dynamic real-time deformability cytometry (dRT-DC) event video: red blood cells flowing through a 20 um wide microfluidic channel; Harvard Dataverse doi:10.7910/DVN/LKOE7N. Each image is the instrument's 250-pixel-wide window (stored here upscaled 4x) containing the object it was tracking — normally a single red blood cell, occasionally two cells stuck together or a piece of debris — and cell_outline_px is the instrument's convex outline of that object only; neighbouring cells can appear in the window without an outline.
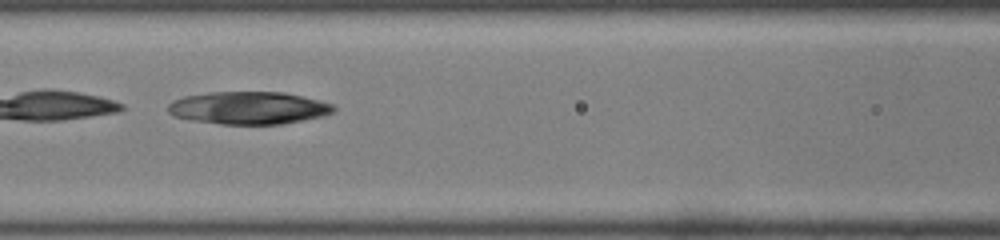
{"species": "common noctule bat (a hibernating species)", "species_latin": "Nyctalus noctula", "temperature_condition": "room temperature", "stored_images_in_passage": 35, "camera_frame_rate_fps": 3000, "um_per_image_px": 0.085, "animal": {"sex": "male", "body_mass_g": 19.0, "forearm_length_mm": 50.8}, "frame": {"image": 1, "passage_image": 9, "time_ms": 2.667, "image_size_px": [1000, 240], "cell_outline_px": [[336, 108], [332, 112], [324, 116], [284, 124], [220, 124], [192, 120], [172, 116], [168, 112], [168, 104], [172, 100], [184, 96], [212, 92], [284, 92], [332, 104]], "centroid_in_image_um": [21.1, 9.18], "position_along_channel_um": 145.5, "area_um2": 31.44}}
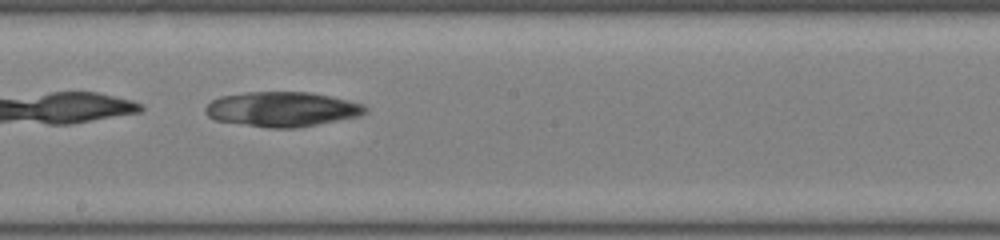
{"frame": {"image": 2, "passage_image": 15, "time_ms": 4.667, "image_size_px": [1000, 240], "cell_outline_px": [[368, 112], [360, 116], [296, 128], [268, 128], [216, 120], [208, 116], [204, 112], [204, 108], [212, 100], [220, 96], [248, 92], [308, 92], [332, 96], [364, 104], [368, 108]], "centroid_in_image_um": [24.0, 9.28], "position_along_channel_um": 224.2, "area_um2": 32.54}}
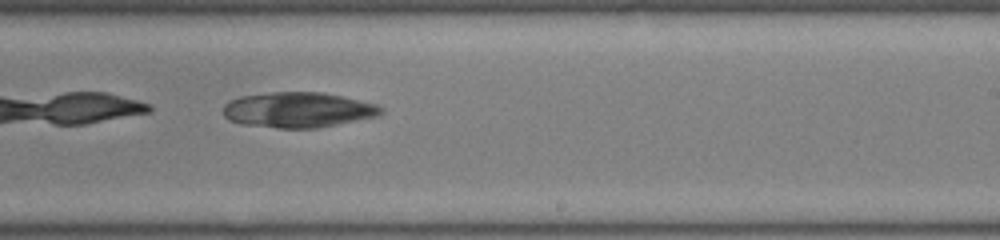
{"frame": {"image": 3, "passage_image": 18, "time_ms": 5.667, "image_size_px": [1000, 240], "cell_outline_px": [[384, 112], [376, 116], [320, 128], [276, 128], [240, 124], [228, 120], [224, 116], [224, 104], [228, 100], [240, 96], [272, 92], [324, 92], [376, 104], [384, 108]], "centroid_in_image_um": [25.31, 9.34], "position_along_channel_um": 263.7, "area_um2": 32.71}}